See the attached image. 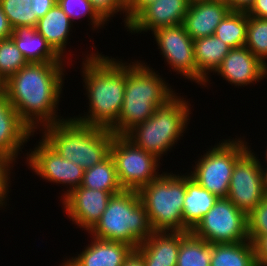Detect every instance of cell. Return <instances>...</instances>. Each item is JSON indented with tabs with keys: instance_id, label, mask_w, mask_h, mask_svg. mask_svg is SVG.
Masks as SVG:
<instances>
[{
	"instance_id": "26",
	"label": "cell",
	"mask_w": 267,
	"mask_h": 266,
	"mask_svg": "<svg viewBox=\"0 0 267 266\" xmlns=\"http://www.w3.org/2000/svg\"><path fill=\"white\" fill-rule=\"evenodd\" d=\"M210 266H257L254 244L250 240L212 244Z\"/></svg>"
},
{
	"instance_id": "19",
	"label": "cell",
	"mask_w": 267,
	"mask_h": 266,
	"mask_svg": "<svg viewBox=\"0 0 267 266\" xmlns=\"http://www.w3.org/2000/svg\"><path fill=\"white\" fill-rule=\"evenodd\" d=\"M181 231H153L136 249L145 266H177Z\"/></svg>"
},
{
	"instance_id": "2",
	"label": "cell",
	"mask_w": 267,
	"mask_h": 266,
	"mask_svg": "<svg viewBox=\"0 0 267 266\" xmlns=\"http://www.w3.org/2000/svg\"><path fill=\"white\" fill-rule=\"evenodd\" d=\"M83 58L82 76L89 99L84 116L73 117L84 125L110 129L118 120L124 99L126 62L102 54H88Z\"/></svg>"
},
{
	"instance_id": "38",
	"label": "cell",
	"mask_w": 267,
	"mask_h": 266,
	"mask_svg": "<svg viewBox=\"0 0 267 266\" xmlns=\"http://www.w3.org/2000/svg\"><path fill=\"white\" fill-rule=\"evenodd\" d=\"M247 14L252 17L267 18V0H255Z\"/></svg>"
},
{
	"instance_id": "34",
	"label": "cell",
	"mask_w": 267,
	"mask_h": 266,
	"mask_svg": "<svg viewBox=\"0 0 267 266\" xmlns=\"http://www.w3.org/2000/svg\"><path fill=\"white\" fill-rule=\"evenodd\" d=\"M93 9L97 12V14L105 21H109L111 17L116 15V13L120 12L125 13L124 25L128 28L129 22L127 21V0H89ZM122 11V12H121ZM109 19V20H108Z\"/></svg>"
},
{
	"instance_id": "28",
	"label": "cell",
	"mask_w": 267,
	"mask_h": 266,
	"mask_svg": "<svg viewBox=\"0 0 267 266\" xmlns=\"http://www.w3.org/2000/svg\"><path fill=\"white\" fill-rule=\"evenodd\" d=\"M211 255L212 244L191 232L181 231L177 266H210Z\"/></svg>"
},
{
	"instance_id": "29",
	"label": "cell",
	"mask_w": 267,
	"mask_h": 266,
	"mask_svg": "<svg viewBox=\"0 0 267 266\" xmlns=\"http://www.w3.org/2000/svg\"><path fill=\"white\" fill-rule=\"evenodd\" d=\"M247 33V11L231 10L216 27L215 36L231 48L245 46Z\"/></svg>"
},
{
	"instance_id": "23",
	"label": "cell",
	"mask_w": 267,
	"mask_h": 266,
	"mask_svg": "<svg viewBox=\"0 0 267 266\" xmlns=\"http://www.w3.org/2000/svg\"><path fill=\"white\" fill-rule=\"evenodd\" d=\"M73 26L70 18L56 3L43 17L39 18L36 31L41 34L52 49L63 59L70 29ZM65 51V52H64Z\"/></svg>"
},
{
	"instance_id": "35",
	"label": "cell",
	"mask_w": 267,
	"mask_h": 266,
	"mask_svg": "<svg viewBox=\"0 0 267 266\" xmlns=\"http://www.w3.org/2000/svg\"><path fill=\"white\" fill-rule=\"evenodd\" d=\"M16 159L0 151V208L7 204L9 192L10 173L15 165ZM9 186V187H8ZM7 197V198H6ZM6 199V200H5ZM5 203V204H4Z\"/></svg>"
},
{
	"instance_id": "1",
	"label": "cell",
	"mask_w": 267,
	"mask_h": 266,
	"mask_svg": "<svg viewBox=\"0 0 267 266\" xmlns=\"http://www.w3.org/2000/svg\"><path fill=\"white\" fill-rule=\"evenodd\" d=\"M64 66L63 62H29L5 82V96L33 133L41 125L65 120L57 112Z\"/></svg>"
},
{
	"instance_id": "44",
	"label": "cell",
	"mask_w": 267,
	"mask_h": 266,
	"mask_svg": "<svg viewBox=\"0 0 267 266\" xmlns=\"http://www.w3.org/2000/svg\"><path fill=\"white\" fill-rule=\"evenodd\" d=\"M190 3H193V2H198V1H209V0H189Z\"/></svg>"
},
{
	"instance_id": "32",
	"label": "cell",
	"mask_w": 267,
	"mask_h": 266,
	"mask_svg": "<svg viewBox=\"0 0 267 266\" xmlns=\"http://www.w3.org/2000/svg\"><path fill=\"white\" fill-rule=\"evenodd\" d=\"M57 4L73 23L75 20L88 16L91 21L92 29H98L105 25V21L93 9L89 0H58Z\"/></svg>"
},
{
	"instance_id": "17",
	"label": "cell",
	"mask_w": 267,
	"mask_h": 266,
	"mask_svg": "<svg viewBox=\"0 0 267 266\" xmlns=\"http://www.w3.org/2000/svg\"><path fill=\"white\" fill-rule=\"evenodd\" d=\"M231 11L225 0H209L190 3L183 26L187 34L196 40L215 34L216 27Z\"/></svg>"
},
{
	"instance_id": "33",
	"label": "cell",
	"mask_w": 267,
	"mask_h": 266,
	"mask_svg": "<svg viewBox=\"0 0 267 266\" xmlns=\"http://www.w3.org/2000/svg\"><path fill=\"white\" fill-rule=\"evenodd\" d=\"M248 239L254 244L260 237L267 235V196L247 214Z\"/></svg>"
},
{
	"instance_id": "30",
	"label": "cell",
	"mask_w": 267,
	"mask_h": 266,
	"mask_svg": "<svg viewBox=\"0 0 267 266\" xmlns=\"http://www.w3.org/2000/svg\"><path fill=\"white\" fill-rule=\"evenodd\" d=\"M245 47L267 66V18L248 16Z\"/></svg>"
},
{
	"instance_id": "8",
	"label": "cell",
	"mask_w": 267,
	"mask_h": 266,
	"mask_svg": "<svg viewBox=\"0 0 267 266\" xmlns=\"http://www.w3.org/2000/svg\"><path fill=\"white\" fill-rule=\"evenodd\" d=\"M245 142L240 137L214 145L195 162L190 177L218 198H227L236 161L249 149Z\"/></svg>"
},
{
	"instance_id": "27",
	"label": "cell",
	"mask_w": 267,
	"mask_h": 266,
	"mask_svg": "<svg viewBox=\"0 0 267 266\" xmlns=\"http://www.w3.org/2000/svg\"><path fill=\"white\" fill-rule=\"evenodd\" d=\"M82 187L110 192L112 195L123 191L114 159L109 155L101 163L84 170Z\"/></svg>"
},
{
	"instance_id": "4",
	"label": "cell",
	"mask_w": 267,
	"mask_h": 266,
	"mask_svg": "<svg viewBox=\"0 0 267 266\" xmlns=\"http://www.w3.org/2000/svg\"><path fill=\"white\" fill-rule=\"evenodd\" d=\"M42 129V139L51 148L84 170L101 163L110 155L115 135L110 129L84 125L72 117Z\"/></svg>"
},
{
	"instance_id": "5",
	"label": "cell",
	"mask_w": 267,
	"mask_h": 266,
	"mask_svg": "<svg viewBox=\"0 0 267 266\" xmlns=\"http://www.w3.org/2000/svg\"><path fill=\"white\" fill-rule=\"evenodd\" d=\"M88 233L98 239L127 243L136 249L153 233L138 191L123 190L112 195L99 221Z\"/></svg>"
},
{
	"instance_id": "37",
	"label": "cell",
	"mask_w": 267,
	"mask_h": 266,
	"mask_svg": "<svg viewBox=\"0 0 267 266\" xmlns=\"http://www.w3.org/2000/svg\"><path fill=\"white\" fill-rule=\"evenodd\" d=\"M156 0H127V21L130 22L145 6Z\"/></svg>"
},
{
	"instance_id": "31",
	"label": "cell",
	"mask_w": 267,
	"mask_h": 266,
	"mask_svg": "<svg viewBox=\"0 0 267 266\" xmlns=\"http://www.w3.org/2000/svg\"><path fill=\"white\" fill-rule=\"evenodd\" d=\"M27 63L11 37L0 39V76L5 81Z\"/></svg>"
},
{
	"instance_id": "24",
	"label": "cell",
	"mask_w": 267,
	"mask_h": 266,
	"mask_svg": "<svg viewBox=\"0 0 267 266\" xmlns=\"http://www.w3.org/2000/svg\"><path fill=\"white\" fill-rule=\"evenodd\" d=\"M57 0H0L2 11L13 29L18 26L36 27Z\"/></svg>"
},
{
	"instance_id": "10",
	"label": "cell",
	"mask_w": 267,
	"mask_h": 266,
	"mask_svg": "<svg viewBox=\"0 0 267 266\" xmlns=\"http://www.w3.org/2000/svg\"><path fill=\"white\" fill-rule=\"evenodd\" d=\"M190 232L210 244L246 241L249 240L247 214L228 198H218Z\"/></svg>"
},
{
	"instance_id": "41",
	"label": "cell",
	"mask_w": 267,
	"mask_h": 266,
	"mask_svg": "<svg viewBox=\"0 0 267 266\" xmlns=\"http://www.w3.org/2000/svg\"><path fill=\"white\" fill-rule=\"evenodd\" d=\"M123 266H145L143 258L133 250L125 259Z\"/></svg>"
},
{
	"instance_id": "20",
	"label": "cell",
	"mask_w": 267,
	"mask_h": 266,
	"mask_svg": "<svg viewBox=\"0 0 267 266\" xmlns=\"http://www.w3.org/2000/svg\"><path fill=\"white\" fill-rule=\"evenodd\" d=\"M30 136H34L32 130L22 121L7 97L1 96L0 151L16 159Z\"/></svg>"
},
{
	"instance_id": "36",
	"label": "cell",
	"mask_w": 267,
	"mask_h": 266,
	"mask_svg": "<svg viewBox=\"0 0 267 266\" xmlns=\"http://www.w3.org/2000/svg\"><path fill=\"white\" fill-rule=\"evenodd\" d=\"M257 266H267V235L260 237L255 243Z\"/></svg>"
},
{
	"instance_id": "3",
	"label": "cell",
	"mask_w": 267,
	"mask_h": 266,
	"mask_svg": "<svg viewBox=\"0 0 267 266\" xmlns=\"http://www.w3.org/2000/svg\"><path fill=\"white\" fill-rule=\"evenodd\" d=\"M175 95L171 86L149 65L141 61L128 63L123 105L117 122L110 130L115 135H125Z\"/></svg>"
},
{
	"instance_id": "7",
	"label": "cell",
	"mask_w": 267,
	"mask_h": 266,
	"mask_svg": "<svg viewBox=\"0 0 267 266\" xmlns=\"http://www.w3.org/2000/svg\"><path fill=\"white\" fill-rule=\"evenodd\" d=\"M186 174L163 172L138 190L153 231L190 232L182 216Z\"/></svg>"
},
{
	"instance_id": "22",
	"label": "cell",
	"mask_w": 267,
	"mask_h": 266,
	"mask_svg": "<svg viewBox=\"0 0 267 266\" xmlns=\"http://www.w3.org/2000/svg\"><path fill=\"white\" fill-rule=\"evenodd\" d=\"M23 57L29 62H63L46 39L31 26H18L10 36ZM63 60V61H62Z\"/></svg>"
},
{
	"instance_id": "9",
	"label": "cell",
	"mask_w": 267,
	"mask_h": 266,
	"mask_svg": "<svg viewBox=\"0 0 267 266\" xmlns=\"http://www.w3.org/2000/svg\"><path fill=\"white\" fill-rule=\"evenodd\" d=\"M110 155L114 159L118 179L124 190L138 191L160 175V160L135 146L124 135H114Z\"/></svg>"
},
{
	"instance_id": "46",
	"label": "cell",
	"mask_w": 267,
	"mask_h": 266,
	"mask_svg": "<svg viewBox=\"0 0 267 266\" xmlns=\"http://www.w3.org/2000/svg\"><path fill=\"white\" fill-rule=\"evenodd\" d=\"M61 266H68L65 262Z\"/></svg>"
},
{
	"instance_id": "14",
	"label": "cell",
	"mask_w": 267,
	"mask_h": 266,
	"mask_svg": "<svg viewBox=\"0 0 267 266\" xmlns=\"http://www.w3.org/2000/svg\"><path fill=\"white\" fill-rule=\"evenodd\" d=\"M111 196L110 192L80 185L61 200L70 221L89 232L99 221Z\"/></svg>"
},
{
	"instance_id": "12",
	"label": "cell",
	"mask_w": 267,
	"mask_h": 266,
	"mask_svg": "<svg viewBox=\"0 0 267 266\" xmlns=\"http://www.w3.org/2000/svg\"><path fill=\"white\" fill-rule=\"evenodd\" d=\"M27 153V166L43 180L56 184L69 186L63 193V199L73 189L79 187L83 181L84 169L74 161L61 157L43 139L40 140L34 150Z\"/></svg>"
},
{
	"instance_id": "11",
	"label": "cell",
	"mask_w": 267,
	"mask_h": 266,
	"mask_svg": "<svg viewBox=\"0 0 267 266\" xmlns=\"http://www.w3.org/2000/svg\"><path fill=\"white\" fill-rule=\"evenodd\" d=\"M249 149L236 161L227 198L244 213H250L266 196L260 159ZM256 155V156H255Z\"/></svg>"
},
{
	"instance_id": "18",
	"label": "cell",
	"mask_w": 267,
	"mask_h": 266,
	"mask_svg": "<svg viewBox=\"0 0 267 266\" xmlns=\"http://www.w3.org/2000/svg\"><path fill=\"white\" fill-rule=\"evenodd\" d=\"M92 238L75 258L67 259L68 266H123L125 259L134 250L127 243Z\"/></svg>"
},
{
	"instance_id": "6",
	"label": "cell",
	"mask_w": 267,
	"mask_h": 266,
	"mask_svg": "<svg viewBox=\"0 0 267 266\" xmlns=\"http://www.w3.org/2000/svg\"><path fill=\"white\" fill-rule=\"evenodd\" d=\"M190 106L183 96L175 95L166 104L156 108L151 117L134 126L124 136L135 146L160 160L185 133L190 120Z\"/></svg>"
},
{
	"instance_id": "43",
	"label": "cell",
	"mask_w": 267,
	"mask_h": 266,
	"mask_svg": "<svg viewBox=\"0 0 267 266\" xmlns=\"http://www.w3.org/2000/svg\"><path fill=\"white\" fill-rule=\"evenodd\" d=\"M5 80L0 76V97L5 95Z\"/></svg>"
},
{
	"instance_id": "25",
	"label": "cell",
	"mask_w": 267,
	"mask_h": 266,
	"mask_svg": "<svg viewBox=\"0 0 267 266\" xmlns=\"http://www.w3.org/2000/svg\"><path fill=\"white\" fill-rule=\"evenodd\" d=\"M218 197L200 186L189 174L186 175V194L183 205V222L191 231L214 206Z\"/></svg>"
},
{
	"instance_id": "21",
	"label": "cell",
	"mask_w": 267,
	"mask_h": 266,
	"mask_svg": "<svg viewBox=\"0 0 267 266\" xmlns=\"http://www.w3.org/2000/svg\"><path fill=\"white\" fill-rule=\"evenodd\" d=\"M194 58L199 71V85L205 86L210 82L208 75L220 67L231 47L215 35L193 40Z\"/></svg>"
},
{
	"instance_id": "13",
	"label": "cell",
	"mask_w": 267,
	"mask_h": 266,
	"mask_svg": "<svg viewBox=\"0 0 267 266\" xmlns=\"http://www.w3.org/2000/svg\"><path fill=\"white\" fill-rule=\"evenodd\" d=\"M153 35L160 53L171 69L185 79L199 84L193 39L187 34L183 24L161 28L153 32Z\"/></svg>"
},
{
	"instance_id": "39",
	"label": "cell",
	"mask_w": 267,
	"mask_h": 266,
	"mask_svg": "<svg viewBox=\"0 0 267 266\" xmlns=\"http://www.w3.org/2000/svg\"><path fill=\"white\" fill-rule=\"evenodd\" d=\"M13 33V28L11 27L8 18L2 11L0 6V39L9 38Z\"/></svg>"
},
{
	"instance_id": "15",
	"label": "cell",
	"mask_w": 267,
	"mask_h": 266,
	"mask_svg": "<svg viewBox=\"0 0 267 266\" xmlns=\"http://www.w3.org/2000/svg\"><path fill=\"white\" fill-rule=\"evenodd\" d=\"M189 0H156L145 6L130 22V32H155L161 28L183 24Z\"/></svg>"
},
{
	"instance_id": "45",
	"label": "cell",
	"mask_w": 267,
	"mask_h": 266,
	"mask_svg": "<svg viewBox=\"0 0 267 266\" xmlns=\"http://www.w3.org/2000/svg\"><path fill=\"white\" fill-rule=\"evenodd\" d=\"M265 151H266V153H265V155H266V157H265V158H266L265 161H267V150H265ZM266 163H267V162H266ZM266 166H267V165H266Z\"/></svg>"
},
{
	"instance_id": "42",
	"label": "cell",
	"mask_w": 267,
	"mask_h": 266,
	"mask_svg": "<svg viewBox=\"0 0 267 266\" xmlns=\"http://www.w3.org/2000/svg\"><path fill=\"white\" fill-rule=\"evenodd\" d=\"M262 174H263V190L264 194L267 196V167L263 168L262 166Z\"/></svg>"
},
{
	"instance_id": "40",
	"label": "cell",
	"mask_w": 267,
	"mask_h": 266,
	"mask_svg": "<svg viewBox=\"0 0 267 266\" xmlns=\"http://www.w3.org/2000/svg\"><path fill=\"white\" fill-rule=\"evenodd\" d=\"M231 10L248 11L255 0H225Z\"/></svg>"
},
{
	"instance_id": "16",
	"label": "cell",
	"mask_w": 267,
	"mask_h": 266,
	"mask_svg": "<svg viewBox=\"0 0 267 266\" xmlns=\"http://www.w3.org/2000/svg\"><path fill=\"white\" fill-rule=\"evenodd\" d=\"M215 72L238 87L255 84L267 78V66L245 46L231 48Z\"/></svg>"
}]
</instances>
